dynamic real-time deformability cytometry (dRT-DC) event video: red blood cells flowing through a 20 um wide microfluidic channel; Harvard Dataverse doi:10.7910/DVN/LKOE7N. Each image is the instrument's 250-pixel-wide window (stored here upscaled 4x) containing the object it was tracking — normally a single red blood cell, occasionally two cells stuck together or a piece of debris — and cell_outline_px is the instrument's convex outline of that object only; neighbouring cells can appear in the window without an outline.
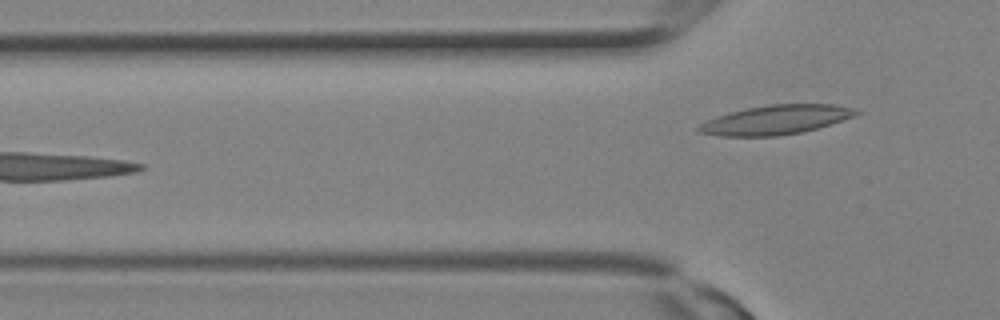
{"species": "Egyptian fruit bat (a non-hibernating species)", "species_latin": "Rousettus aegyptiacus", "temperature_condition": "room temperature", "stored_images_in_passage": 9, "camera_frame_rate_fps": 3000, "um_per_image_px": 0.085, "animal": {"sex": "female"}, "frame": {"image": 1, "passage_image": 9, "time_ms": 2.667, "image_size_px": [1000, 320], "cell_outline_px": [[864, 112], [856, 116], [816, 128], [800, 132], [776, 136], [720, 136], [696, 132], [696, 128], [700, 124], [716, 116], [728, 112], [768, 104], [832, 104], [852, 108]], "centroid_in_image_um": [65.93, 10.18], "position_along_channel_um": 59.9, "area_um2": 26.82}}